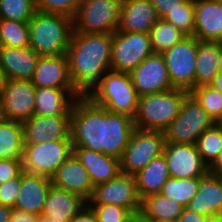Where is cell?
I'll list each match as a JSON object with an SVG mask.
<instances>
[{"mask_svg": "<svg viewBox=\"0 0 222 222\" xmlns=\"http://www.w3.org/2000/svg\"><path fill=\"white\" fill-rule=\"evenodd\" d=\"M134 119L111 113L88 96L76 98L71 111L73 148H86L121 159L134 130Z\"/></svg>", "mask_w": 222, "mask_h": 222, "instance_id": "1", "label": "cell"}, {"mask_svg": "<svg viewBox=\"0 0 222 222\" xmlns=\"http://www.w3.org/2000/svg\"><path fill=\"white\" fill-rule=\"evenodd\" d=\"M66 55L72 84L87 95L111 70L112 34L73 31Z\"/></svg>", "mask_w": 222, "mask_h": 222, "instance_id": "2", "label": "cell"}, {"mask_svg": "<svg viewBox=\"0 0 222 222\" xmlns=\"http://www.w3.org/2000/svg\"><path fill=\"white\" fill-rule=\"evenodd\" d=\"M28 26L29 46L38 55L66 54L73 35L71 17L36 10Z\"/></svg>", "mask_w": 222, "mask_h": 222, "instance_id": "3", "label": "cell"}, {"mask_svg": "<svg viewBox=\"0 0 222 222\" xmlns=\"http://www.w3.org/2000/svg\"><path fill=\"white\" fill-rule=\"evenodd\" d=\"M86 96L111 113L136 115L139 96L129 73L108 71Z\"/></svg>", "mask_w": 222, "mask_h": 222, "instance_id": "4", "label": "cell"}, {"mask_svg": "<svg viewBox=\"0 0 222 222\" xmlns=\"http://www.w3.org/2000/svg\"><path fill=\"white\" fill-rule=\"evenodd\" d=\"M190 92L180 88L139 97L134 128L163 131L180 113Z\"/></svg>", "mask_w": 222, "mask_h": 222, "instance_id": "5", "label": "cell"}, {"mask_svg": "<svg viewBox=\"0 0 222 222\" xmlns=\"http://www.w3.org/2000/svg\"><path fill=\"white\" fill-rule=\"evenodd\" d=\"M215 123V120L189 93L184 98L180 113L163 130L165 143L196 144L199 136Z\"/></svg>", "mask_w": 222, "mask_h": 222, "instance_id": "6", "label": "cell"}, {"mask_svg": "<svg viewBox=\"0 0 222 222\" xmlns=\"http://www.w3.org/2000/svg\"><path fill=\"white\" fill-rule=\"evenodd\" d=\"M122 0H82L73 16V31L108 33L117 31Z\"/></svg>", "mask_w": 222, "mask_h": 222, "instance_id": "7", "label": "cell"}, {"mask_svg": "<svg viewBox=\"0 0 222 222\" xmlns=\"http://www.w3.org/2000/svg\"><path fill=\"white\" fill-rule=\"evenodd\" d=\"M73 153L71 140L24 144L22 168L30 174L52 177L59 166Z\"/></svg>", "mask_w": 222, "mask_h": 222, "instance_id": "8", "label": "cell"}, {"mask_svg": "<svg viewBox=\"0 0 222 222\" xmlns=\"http://www.w3.org/2000/svg\"><path fill=\"white\" fill-rule=\"evenodd\" d=\"M163 131L134 129L120 159L121 173L136 175L164 150Z\"/></svg>", "mask_w": 222, "mask_h": 222, "instance_id": "9", "label": "cell"}, {"mask_svg": "<svg viewBox=\"0 0 222 222\" xmlns=\"http://www.w3.org/2000/svg\"><path fill=\"white\" fill-rule=\"evenodd\" d=\"M197 38L186 36L162 52L170 83L174 88L191 91L195 87Z\"/></svg>", "mask_w": 222, "mask_h": 222, "instance_id": "10", "label": "cell"}, {"mask_svg": "<svg viewBox=\"0 0 222 222\" xmlns=\"http://www.w3.org/2000/svg\"><path fill=\"white\" fill-rule=\"evenodd\" d=\"M153 53L149 33L115 31L112 34L111 70L130 73Z\"/></svg>", "mask_w": 222, "mask_h": 222, "instance_id": "11", "label": "cell"}, {"mask_svg": "<svg viewBox=\"0 0 222 222\" xmlns=\"http://www.w3.org/2000/svg\"><path fill=\"white\" fill-rule=\"evenodd\" d=\"M87 204H112L129 211L141 208L142 200L137 191L135 176L120 172L111 180L94 186Z\"/></svg>", "mask_w": 222, "mask_h": 222, "instance_id": "12", "label": "cell"}, {"mask_svg": "<svg viewBox=\"0 0 222 222\" xmlns=\"http://www.w3.org/2000/svg\"><path fill=\"white\" fill-rule=\"evenodd\" d=\"M137 95H149L173 89L165 60L161 53H153L130 73Z\"/></svg>", "mask_w": 222, "mask_h": 222, "instance_id": "13", "label": "cell"}, {"mask_svg": "<svg viewBox=\"0 0 222 222\" xmlns=\"http://www.w3.org/2000/svg\"><path fill=\"white\" fill-rule=\"evenodd\" d=\"M163 153L172 178L203 177L209 172L196 144L165 143Z\"/></svg>", "mask_w": 222, "mask_h": 222, "instance_id": "14", "label": "cell"}, {"mask_svg": "<svg viewBox=\"0 0 222 222\" xmlns=\"http://www.w3.org/2000/svg\"><path fill=\"white\" fill-rule=\"evenodd\" d=\"M35 86L32 81L7 79L0 96L6 119L23 122L34 115Z\"/></svg>", "mask_w": 222, "mask_h": 222, "instance_id": "15", "label": "cell"}, {"mask_svg": "<svg viewBox=\"0 0 222 222\" xmlns=\"http://www.w3.org/2000/svg\"><path fill=\"white\" fill-rule=\"evenodd\" d=\"M24 144L70 140L71 116L33 115L22 122Z\"/></svg>", "mask_w": 222, "mask_h": 222, "instance_id": "16", "label": "cell"}, {"mask_svg": "<svg viewBox=\"0 0 222 222\" xmlns=\"http://www.w3.org/2000/svg\"><path fill=\"white\" fill-rule=\"evenodd\" d=\"M51 181L53 186L75 193L86 201L94 189L89 173L73 153L59 166Z\"/></svg>", "mask_w": 222, "mask_h": 222, "instance_id": "17", "label": "cell"}, {"mask_svg": "<svg viewBox=\"0 0 222 222\" xmlns=\"http://www.w3.org/2000/svg\"><path fill=\"white\" fill-rule=\"evenodd\" d=\"M159 19L150 0H122L117 31L149 33Z\"/></svg>", "mask_w": 222, "mask_h": 222, "instance_id": "18", "label": "cell"}, {"mask_svg": "<svg viewBox=\"0 0 222 222\" xmlns=\"http://www.w3.org/2000/svg\"><path fill=\"white\" fill-rule=\"evenodd\" d=\"M31 81L35 87L75 89L66 54L40 56Z\"/></svg>", "mask_w": 222, "mask_h": 222, "instance_id": "19", "label": "cell"}, {"mask_svg": "<svg viewBox=\"0 0 222 222\" xmlns=\"http://www.w3.org/2000/svg\"><path fill=\"white\" fill-rule=\"evenodd\" d=\"M193 36L200 41L222 42V0H194Z\"/></svg>", "mask_w": 222, "mask_h": 222, "instance_id": "20", "label": "cell"}, {"mask_svg": "<svg viewBox=\"0 0 222 222\" xmlns=\"http://www.w3.org/2000/svg\"><path fill=\"white\" fill-rule=\"evenodd\" d=\"M79 96L76 89L35 87L34 115L71 116L72 106Z\"/></svg>", "mask_w": 222, "mask_h": 222, "instance_id": "21", "label": "cell"}, {"mask_svg": "<svg viewBox=\"0 0 222 222\" xmlns=\"http://www.w3.org/2000/svg\"><path fill=\"white\" fill-rule=\"evenodd\" d=\"M40 58L30 46L7 47L0 45V66L7 79L31 81Z\"/></svg>", "mask_w": 222, "mask_h": 222, "instance_id": "22", "label": "cell"}, {"mask_svg": "<svg viewBox=\"0 0 222 222\" xmlns=\"http://www.w3.org/2000/svg\"><path fill=\"white\" fill-rule=\"evenodd\" d=\"M51 186L50 177L22 171L21 188L13 208L40 216Z\"/></svg>", "mask_w": 222, "mask_h": 222, "instance_id": "23", "label": "cell"}, {"mask_svg": "<svg viewBox=\"0 0 222 222\" xmlns=\"http://www.w3.org/2000/svg\"><path fill=\"white\" fill-rule=\"evenodd\" d=\"M73 154L89 173L94 186L105 183L120 172V160L95 150L73 148Z\"/></svg>", "mask_w": 222, "mask_h": 222, "instance_id": "24", "label": "cell"}, {"mask_svg": "<svg viewBox=\"0 0 222 222\" xmlns=\"http://www.w3.org/2000/svg\"><path fill=\"white\" fill-rule=\"evenodd\" d=\"M187 208L209 218L222 215V186L216 174L208 172L200 177L197 194Z\"/></svg>", "mask_w": 222, "mask_h": 222, "instance_id": "25", "label": "cell"}, {"mask_svg": "<svg viewBox=\"0 0 222 222\" xmlns=\"http://www.w3.org/2000/svg\"><path fill=\"white\" fill-rule=\"evenodd\" d=\"M86 204L87 201L81 196L52 185L41 215L69 222Z\"/></svg>", "mask_w": 222, "mask_h": 222, "instance_id": "26", "label": "cell"}, {"mask_svg": "<svg viewBox=\"0 0 222 222\" xmlns=\"http://www.w3.org/2000/svg\"><path fill=\"white\" fill-rule=\"evenodd\" d=\"M222 51L220 41H200L197 39L195 62V87L210 85L218 73V61Z\"/></svg>", "mask_w": 222, "mask_h": 222, "instance_id": "27", "label": "cell"}, {"mask_svg": "<svg viewBox=\"0 0 222 222\" xmlns=\"http://www.w3.org/2000/svg\"><path fill=\"white\" fill-rule=\"evenodd\" d=\"M134 176L141 200L152 194L160 193L170 177L164 153L152 159Z\"/></svg>", "mask_w": 222, "mask_h": 222, "instance_id": "28", "label": "cell"}, {"mask_svg": "<svg viewBox=\"0 0 222 222\" xmlns=\"http://www.w3.org/2000/svg\"><path fill=\"white\" fill-rule=\"evenodd\" d=\"M142 210L149 222H176L184 206L161 193L152 194L142 200Z\"/></svg>", "mask_w": 222, "mask_h": 222, "instance_id": "29", "label": "cell"}, {"mask_svg": "<svg viewBox=\"0 0 222 222\" xmlns=\"http://www.w3.org/2000/svg\"><path fill=\"white\" fill-rule=\"evenodd\" d=\"M23 148L22 122L6 119L0 124V159L22 160Z\"/></svg>", "mask_w": 222, "mask_h": 222, "instance_id": "30", "label": "cell"}, {"mask_svg": "<svg viewBox=\"0 0 222 222\" xmlns=\"http://www.w3.org/2000/svg\"><path fill=\"white\" fill-rule=\"evenodd\" d=\"M149 36L154 53H162L186 37L183 32L164 19H159L151 27Z\"/></svg>", "mask_w": 222, "mask_h": 222, "instance_id": "31", "label": "cell"}, {"mask_svg": "<svg viewBox=\"0 0 222 222\" xmlns=\"http://www.w3.org/2000/svg\"><path fill=\"white\" fill-rule=\"evenodd\" d=\"M199 185L200 177L190 179L169 177L160 193L187 207L197 194Z\"/></svg>", "mask_w": 222, "mask_h": 222, "instance_id": "32", "label": "cell"}, {"mask_svg": "<svg viewBox=\"0 0 222 222\" xmlns=\"http://www.w3.org/2000/svg\"><path fill=\"white\" fill-rule=\"evenodd\" d=\"M196 147L203 162L210 167L222 150V126L215 123L205 130L197 139Z\"/></svg>", "mask_w": 222, "mask_h": 222, "instance_id": "33", "label": "cell"}, {"mask_svg": "<svg viewBox=\"0 0 222 222\" xmlns=\"http://www.w3.org/2000/svg\"><path fill=\"white\" fill-rule=\"evenodd\" d=\"M0 45L7 47H28V22L0 19Z\"/></svg>", "mask_w": 222, "mask_h": 222, "instance_id": "34", "label": "cell"}, {"mask_svg": "<svg viewBox=\"0 0 222 222\" xmlns=\"http://www.w3.org/2000/svg\"><path fill=\"white\" fill-rule=\"evenodd\" d=\"M190 93L201 107L219 123L222 120V93L211 85L194 87Z\"/></svg>", "mask_w": 222, "mask_h": 222, "instance_id": "35", "label": "cell"}, {"mask_svg": "<svg viewBox=\"0 0 222 222\" xmlns=\"http://www.w3.org/2000/svg\"><path fill=\"white\" fill-rule=\"evenodd\" d=\"M36 12V0H0V19L28 22Z\"/></svg>", "mask_w": 222, "mask_h": 222, "instance_id": "36", "label": "cell"}, {"mask_svg": "<svg viewBox=\"0 0 222 222\" xmlns=\"http://www.w3.org/2000/svg\"><path fill=\"white\" fill-rule=\"evenodd\" d=\"M195 8L194 0H186L178 9H175L172 12H169L163 19L186 36H193L194 27H195Z\"/></svg>", "mask_w": 222, "mask_h": 222, "instance_id": "37", "label": "cell"}, {"mask_svg": "<svg viewBox=\"0 0 222 222\" xmlns=\"http://www.w3.org/2000/svg\"><path fill=\"white\" fill-rule=\"evenodd\" d=\"M82 0H36V10L73 18Z\"/></svg>", "mask_w": 222, "mask_h": 222, "instance_id": "38", "label": "cell"}, {"mask_svg": "<svg viewBox=\"0 0 222 222\" xmlns=\"http://www.w3.org/2000/svg\"><path fill=\"white\" fill-rule=\"evenodd\" d=\"M94 211L98 222H121L129 212L128 209L112 205H89Z\"/></svg>", "mask_w": 222, "mask_h": 222, "instance_id": "39", "label": "cell"}, {"mask_svg": "<svg viewBox=\"0 0 222 222\" xmlns=\"http://www.w3.org/2000/svg\"><path fill=\"white\" fill-rule=\"evenodd\" d=\"M22 172L15 178L0 184V204L13 208L20 192Z\"/></svg>", "mask_w": 222, "mask_h": 222, "instance_id": "40", "label": "cell"}, {"mask_svg": "<svg viewBox=\"0 0 222 222\" xmlns=\"http://www.w3.org/2000/svg\"><path fill=\"white\" fill-rule=\"evenodd\" d=\"M22 171V160L0 159V184L17 177Z\"/></svg>", "mask_w": 222, "mask_h": 222, "instance_id": "41", "label": "cell"}, {"mask_svg": "<svg viewBox=\"0 0 222 222\" xmlns=\"http://www.w3.org/2000/svg\"><path fill=\"white\" fill-rule=\"evenodd\" d=\"M158 17L163 19L169 12L178 9L186 0H150Z\"/></svg>", "mask_w": 222, "mask_h": 222, "instance_id": "42", "label": "cell"}, {"mask_svg": "<svg viewBox=\"0 0 222 222\" xmlns=\"http://www.w3.org/2000/svg\"><path fill=\"white\" fill-rule=\"evenodd\" d=\"M69 222H98L92 208L86 204Z\"/></svg>", "mask_w": 222, "mask_h": 222, "instance_id": "43", "label": "cell"}, {"mask_svg": "<svg viewBox=\"0 0 222 222\" xmlns=\"http://www.w3.org/2000/svg\"><path fill=\"white\" fill-rule=\"evenodd\" d=\"M209 217L196 213L187 207H184L182 214L177 218L176 222H206Z\"/></svg>", "mask_w": 222, "mask_h": 222, "instance_id": "44", "label": "cell"}, {"mask_svg": "<svg viewBox=\"0 0 222 222\" xmlns=\"http://www.w3.org/2000/svg\"><path fill=\"white\" fill-rule=\"evenodd\" d=\"M9 222H39V216L12 208Z\"/></svg>", "mask_w": 222, "mask_h": 222, "instance_id": "45", "label": "cell"}, {"mask_svg": "<svg viewBox=\"0 0 222 222\" xmlns=\"http://www.w3.org/2000/svg\"><path fill=\"white\" fill-rule=\"evenodd\" d=\"M121 222H149V221L146 219V216L142 208H139L135 211H129L125 215V217H123Z\"/></svg>", "mask_w": 222, "mask_h": 222, "instance_id": "46", "label": "cell"}, {"mask_svg": "<svg viewBox=\"0 0 222 222\" xmlns=\"http://www.w3.org/2000/svg\"><path fill=\"white\" fill-rule=\"evenodd\" d=\"M209 172L213 174L222 173V150L219 152V155L215 162L209 167Z\"/></svg>", "mask_w": 222, "mask_h": 222, "instance_id": "47", "label": "cell"}, {"mask_svg": "<svg viewBox=\"0 0 222 222\" xmlns=\"http://www.w3.org/2000/svg\"><path fill=\"white\" fill-rule=\"evenodd\" d=\"M12 208L0 204V222H9Z\"/></svg>", "mask_w": 222, "mask_h": 222, "instance_id": "48", "label": "cell"}, {"mask_svg": "<svg viewBox=\"0 0 222 222\" xmlns=\"http://www.w3.org/2000/svg\"><path fill=\"white\" fill-rule=\"evenodd\" d=\"M210 85L222 93V73L218 72Z\"/></svg>", "mask_w": 222, "mask_h": 222, "instance_id": "49", "label": "cell"}, {"mask_svg": "<svg viewBox=\"0 0 222 222\" xmlns=\"http://www.w3.org/2000/svg\"><path fill=\"white\" fill-rule=\"evenodd\" d=\"M6 82H7L6 74L0 66V96L5 88Z\"/></svg>", "mask_w": 222, "mask_h": 222, "instance_id": "50", "label": "cell"}, {"mask_svg": "<svg viewBox=\"0 0 222 222\" xmlns=\"http://www.w3.org/2000/svg\"><path fill=\"white\" fill-rule=\"evenodd\" d=\"M39 222H65L64 220L61 219H56L54 217H48L44 215L39 216Z\"/></svg>", "mask_w": 222, "mask_h": 222, "instance_id": "51", "label": "cell"}, {"mask_svg": "<svg viewBox=\"0 0 222 222\" xmlns=\"http://www.w3.org/2000/svg\"><path fill=\"white\" fill-rule=\"evenodd\" d=\"M206 222H222V215L210 217Z\"/></svg>", "mask_w": 222, "mask_h": 222, "instance_id": "52", "label": "cell"}, {"mask_svg": "<svg viewBox=\"0 0 222 222\" xmlns=\"http://www.w3.org/2000/svg\"><path fill=\"white\" fill-rule=\"evenodd\" d=\"M5 120H6V116H5L3 107L1 106V103H0V124H1L2 122H4Z\"/></svg>", "mask_w": 222, "mask_h": 222, "instance_id": "53", "label": "cell"}, {"mask_svg": "<svg viewBox=\"0 0 222 222\" xmlns=\"http://www.w3.org/2000/svg\"><path fill=\"white\" fill-rule=\"evenodd\" d=\"M218 72L222 73V51H221V55L218 61Z\"/></svg>", "mask_w": 222, "mask_h": 222, "instance_id": "54", "label": "cell"}, {"mask_svg": "<svg viewBox=\"0 0 222 222\" xmlns=\"http://www.w3.org/2000/svg\"><path fill=\"white\" fill-rule=\"evenodd\" d=\"M216 175L219 177L220 183H221V186H222V173L221 174H216Z\"/></svg>", "mask_w": 222, "mask_h": 222, "instance_id": "55", "label": "cell"}]
</instances>
